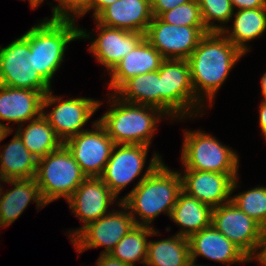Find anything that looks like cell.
I'll return each mask as SVG.
<instances>
[{
	"mask_svg": "<svg viewBox=\"0 0 266 266\" xmlns=\"http://www.w3.org/2000/svg\"><path fill=\"white\" fill-rule=\"evenodd\" d=\"M117 0H91V9H93L94 18L106 7L113 4Z\"/></svg>",
	"mask_w": 266,
	"mask_h": 266,
	"instance_id": "37",
	"label": "cell"
},
{
	"mask_svg": "<svg viewBox=\"0 0 266 266\" xmlns=\"http://www.w3.org/2000/svg\"><path fill=\"white\" fill-rule=\"evenodd\" d=\"M93 126L95 130L85 129L63 144L87 177H100L110 159L115 143L98 120L93 123Z\"/></svg>",
	"mask_w": 266,
	"mask_h": 266,
	"instance_id": "13",
	"label": "cell"
},
{
	"mask_svg": "<svg viewBox=\"0 0 266 266\" xmlns=\"http://www.w3.org/2000/svg\"><path fill=\"white\" fill-rule=\"evenodd\" d=\"M201 18L209 32H221L225 26L212 24V21L226 24L233 17L234 9L231 0H198Z\"/></svg>",
	"mask_w": 266,
	"mask_h": 266,
	"instance_id": "31",
	"label": "cell"
},
{
	"mask_svg": "<svg viewBox=\"0 0 266 266\" xmlns=\"http://www.w3.org/2000/svg\"><path fill=\"white\" fill-rule=\"evenodd\" d=\"M187 266H205V265H195V260L190 259V261H189Z\"/></svg>",
	"mask_w": 266,
	"mask_h": 266,
	"instance_id": "43",
	"label": "cell"
},
{
	"mask_svg": "<svg viewBox=\"0 0 266 266\" xmlns=\"http://www.w3.org/2000/svg\"><path fill=\"white\" fill-rule=\"evenodd\" d=\"M157 233L159 231H156L153 227L136 225L119 241L110 255L131 266H135L136 261H141V264L145 266L148 249L146 238Z\"/></svg>",
	"mask_w": 266,
	"mask_h": 266,
	"instance_id": "29",
	"label": "cell"
},
{
	"mask_svg": "<svg viewBox=\"0 0 266 266\" xmlns=\"http://www.w3.org/2000/svg\"><path fill=\"white\" fill-rule=\"evenodd\" d=\"M182 191L180 173L171 171L154 154L151 162L136 186L120 201L130 211L138 226L151 227V222L161 213L171 215L179 193ZM142 221H138L135 215Z\"/></svg>",
	"mask_w": 266,
	"mask_h": 266,
	"instance_id": "1",
	"label": "cell"
},
{
	"mask_svg": "<svg viewBox=\"0 0 266 266\" xmlns=\"http://www.w3.org/2000/svg\"><path fill=\"white\" fill-rule=\"evenodd\" d=\"M62 97H55L51 90L43 97L42 115L54 129L57 137L64 143L68 139L85 131L81 129L99 108L100 101L91 98H73L62 101ZM56 106L50 113L44 109L51 104Z\"/></svg>",
	"mask_w": 266,
	"mask_h": 266,
	"instance_id": "11",
	"label": "cell"
},
{
	"mask_svg": "<svg viewBox=\"0 0 266 266\" xmlns=\"http://www.w3.org/2000/svg\"><path fill=\"white\" fill-rule=\"evenodd\" d=\"M148 149L143 144L114 145L100 178L116 197L142 173Z\"/></svg>",
	"mask_w": 266,
	"mask_h": 266,
	"instance_id": "14",
	"label": "cell"
},
{
	"mask_svg": "<svg viewBox=\"0 0 266 266\" xmlns=\"http://www.w3.org/2000/svg\"><path fill=\"white\" fill-rule=\"evenodd\" d=\"M101 25L145 34L153 19L150 0H117L95 18Z\"/></svg>",
	"mask_w": 266,
	"mask_h": 266,
	"instance_id": "18",
	"label": "cell"
},
{
	"mask_svg": "<svg viewBox=\"0 0 266 266\" xmlns=\"http://www.w3.org/2000/svg\"><path fill=\"white\" fill-rule=\"evenodd\" d=\"M114 93L123 101L160 109L159 72L151 71L146 74L131 77Z\"/></svg>",
	"mask_w": 266,
	"mask_h": 266,
	"instance_id": "26",
	"label": "cell"
},
{
	"mask_svg": "<svg viewBox=\"0 0 266 266\" xmlns=\"http://www.w3.org/2000/svg\"><path fill=\"white\" fill-rule=\"evenodd\" d=\"M115 200L116 196L100 177H87L67 200L72 212L84 223L76 231L69 233L73 236L71 239L89 223L106 215L108 206Z\"/></svg>",
	"mask_w": 266,
	"mask_h": 266,
	"instance_id": "16",
	"label": "cell"
},
{
	"mask_svg": "<svg viewBox=\"0 0 266 266\" xmlns=\"http://www.w3.org/2000/svg\"><path fill=\"white\" fill-rule=\"evenodd\" d=\"M184 136L181 160L185 169L238 174L239 158L231 148L198 130H186Z\"/></svg>",
	"mask_w": 266,
	"mask_h": 266,
	"instance_id": "7",
	"label": "cell"
},
{
	"mask_svg": "<svg viewBox=\"0 0 266 266\" xmlns=\"http://www.w3.org/2000/svg\"><path fill=\"white\" fill-rule=\"evenodd\" d=\"M16 133L22 139L27 150L38 160L63 144L42 114L38 118L30 120L24 130L22 125H19Z\"/></svg>",
	"mask_w": 266,
	"mask_h": 266,
	"instance_id": "28",
	"label": "cell"
},
{
	"mask_svg": "<svg viewBox=\"0 0 266 266\" xmlns=\"http://www.w3.org/2000/svg\"><path fill=\"white\" fill-rule=\"evenodd\" d=\"M207 33L205 26L171 25L153 16L144 35L164 59L187 60Z\"/></svg>",
	"mask_w": 266,
	"mask_h": 266,
	"instance_id": "10",
	"label": "cell"
},
{
	"mask_svg": "<svg viewBox=\"0 0 266 266\" xmlns=\"http://www.w3.org/2000/svg\"><path fill=\"white\" fill-rule=\"evenodd\" d=\"M96 28L100 32L91 43L89 51L109 73L145 38L142 33L108 27L98 22Z\"/></svg>",
	"mask_w": 266,
	"mask_h": 266,
	"instance_id": "17",
	"label": "cell"
},
{
	"mask_svg": "<svg viewBox=\"0 0 266 266\" xmlns=\"http://www.w3.org/2000/svg\"><path fill=\"white\" fill-rule=\"evenodd\" d=\"M97 266H131L113 258L110 254H100L97 259Z\"/></svg>",
	"mask_w": 266,
	"mask_h": 266,
	"instance_id": "36",
	"label": "cell"
},
{
	"mask_svg": "<svg viewBox=\"0 0 266 266\" xmlns=\"http://www.w3.org/2000/svg\"><path fill=\"white\" fill-rule=\"evenodd\" d=\"M158 72L160 77V110L165 115L180 117L179 119H181L185 115L193 116V113L200 112L198 110L201 108L198 109L197 107L201 105V101L195 95L190 65L187 60L164 59Z\"/></svg>",
	"mask_w": 266,
	"mask_h": 266,
	"instance_id": "6",
	"label": "cell"
},
{
	"mask_svg": "<svg viewBox=\"0 0 266 266\" xmlns=\"http://www.w3.org/2000/svg\"><path fill=\"white\" fill-rule=\"evenodd\" d=\"M86 178L64 144L38 160L35 180L47 204L61 197L67 201Z\"/></svg>",
	"mask_w": 266,
	"mask_h": 266,
	"instance_id": "5",
	"label": "cell"
},
{
	"mask_svg": "<svg viewBox=\"0 0 266 266\" xmlns=\"http://www.w3.org/2000/svg\"><path fill=\"white\" fill-rule=\"evenodd\" d=\"M211 225L254 259L265 229L232 200L213 208Z\"/></svg>",
	"mask_w": 266,
	"mask_h": 266,
	"instance_id": "9",
	"label": "cell"
},
{
	"mask_svg": "<svg viewBox=\"0 0 266 266\" xmlns=\"http://www.w3.org/2000/svg\"><path fill=\"white\" fill-rule=\"evenodd\" d=\"M188 238L176 234L148 242L146 266H187L190 261Z\"/></svg>",
	"mask_w": 266,
	"mask_h": 266,
	"instance_id": "27",
	"label": "cell"
},
{
	"mask_svg": "<svg viewBox=\"0 0 266 266\" xmlns=\"http://www.w3.org/2000/svg\"><path fill=\"white\" fill-rule=\"evenodd\" d=\"M38 159L24 146L16 133L0 153V178L33 179L37 173Z\"/></svg>",
	"mask_w": 266,
	"mask_h": 266,
	"instance_id": "24",
	"label": "cell"
},
{
	"mask_svg": "<svg viewBox=\"0 0 266 266\" xmlns=\"http://www.w3.org/2000/svg\"><path fill=\"white\" fill-rule=\"evenodd\" d=\"M192 1L198 0H150L152 14L155 17H159L163 12Z\"/></svg>",
	"mask_w": 266,
	"mask_h": 266,
	"instance_id": "34",
	"label": "cell"
},
{
	"mask_svg": "<svg viewBox=\"0 0 266 266\" xmlns=\"http://www.w3.org/2000/svg\"><path fill=\"white\" fill-rule=\"evenodd\" d=\"M118 205L125 209L124 212H108L89 223L71 240L78 253L103 246L105 250L101 254H110L119 241L136 226L130 211H126L127 207L122 202Z\"/></svg>",
	"mask_w": 266,
	"mask_h": 266,
	"instance_id": "12",
	"label": "cell"
},
{
	"mask_svg": "<svg viewBox=\"0 0 266 266\" xmlns=\"http://www.w3.org/2000/svg\"><path fill=\"white\" fill-rule=\"evenodd\" d=\"M231 200L266 230V187H255L236 194Z\"/></svg>",
	"mask_w": 266,
	"mask_h": 266,
	"instance_id": "30",
	"label": "cell"
},
{
	"mask_svg": "<svg viewBox=\"0 0 266 266\" xmlns=\"http://www.w3.org/2000/svg\"><path fill=\"white\" fill-rule=\"evenodd\" d=\"M163 56L145 38L129 52L110 72L111 80L108 87L115 92L131 77L158 71Z\"/></svg>",
	"mask_w": 266,
	"mask_h": 266,
	"instance_id": "22",
	"label": "cell"
},
{
	"mask_svg": "<svg viewBox=\"0 0 266 266\" xmlns=\"http://www.w3.org/2000/svg\"><path fill=\"white\" fill-rule=\"evenodd\" d=\"M261 93L263 95V99H266V72L261 78Z\"/></svg>",
	"mask_w": 266,
	"mask_h": 266,
	"instance_id": "41",
	"label": "cell"
},
{
	"mask_svg": "<svg viewBox=\"0 0 266 266\" xmlns=\"http://www.w3.org/2000/svg\"><path fill=\"white\" fill-rule=\"evenodd\" d=\"M3 182L10 183L14 187L2 194L0 185V227L6 228L11 225L33 200L38 206L37 209L48 205L42 198L35 178L8 179Z\"/></svg>",
	"mask_w": 266,
	"mask_h": 266,
	"instance_id": "21",
	"label": "cell"
},
{
	"mask_svg": "<svg viewBox=\"0 0 266 266\" xmlns=\"http://www.w3.org/2000/svg\"><path fill=\"white\" fill-rule=\"evenodd\" d=\"M0 85L35 90L44 96L51 90L35 69L34 53L23 35L0 48Z\"/></svg>",
	"mask_w": 266,
	"mask_h": 266,
	"instance_id": "8",
	"label": "cell"
},
{
	"mask_svg": "<svg viewBox=\"0 0 266 266\" xmlns=\"http://www.w3.org/2000/svg\"><path fill=\"white\" fill-rule=\"evenodd\" d=\"M159 18L171 25L177 26H204L198 1L178 5L163 12Z\"/></svg>",
	"mask_w": 266,
	"mask_h": 266,
	"instance_id": "32",
	"label": "cell"
},
{
	"mask_svg": "<svg viewBox=\"0 0 266 266\" xmlns=\"http://www.w3.org/2000/svg\"><path fill=\"white\" fill-rule=\"evenodd\" d=\"M181 176L182 191L212 208L231 201L229 197L237 186L238 174L185 169ZM237 181V182H236Z\"/></svg>",
	"mask_w": 266,
	"mask_h": 266,
	"instance_id": "15",
	"label": "cell"
},
{
	"mask_svg": "<svg viewBox=\"0 0 266 266\" xmlns=\"http://www.w3.org/2000/svg\"><path fill=\"white\" fill-rule=\"evenodd\" d=\"M30 2V6L33 9L38 8V6L44 1V0H28Z\"/></svg>",
	"mask_w": 266,
	"mask_h": 266,
	"instance_id": "42",
	"label": "cell"
},
{
	"mask_svg": "<svg viewBox=\"0 0 266 266\" xmlns=\"http://www.w3.org/2000/svg\"><path fill=\"white\" fill-rule=\"evenodd\" d=\"M59 5L52 10L53 20L75 21V16L80 17L91 10V0H56ZM72 13V14H71ZM74 17H73V16Z\"/></svg>",
	"mask_w": 266,
	"mask_h": 266,
	"instance_id": "33",
	"label": "cell"
},
{
	"mask_svg": "<svg viewBox=\"0 0 266 266\" xmlns=\"http://www.w3.org/2000/svg\"><path fill=\"white\" fill-rule=\"evenodd\" d=\"M44 95L35 90L0 85V120L20 123L42 114Z\"/></svg>",
	"mask_w": 266,
	"mask_h": 266,
	"instance_id": "20",
	"label": "cell"
},
{
	"mask_svg": "<svg viewBox=\"0 0 266 266\" xmlns=\"http://www.w3.org/2000/svg\"><path fill=\"white\" fill-rule=\"evenodd\" d=\"M212 211L211 206L181 191L170 218L182 228L177 234L189 238L211 226Z\"/></svg>",
	"mask_w": 266,
	"mask_h": 266,
	"instance_id": "23",
	"label": "cell"
},
{
	"mask_svg": "<svg viewBox=\"0 0 266 266\" xmlns=\"http://www.w3.org/2000/svg\"><path fill=\"white\" fill-rule=\"evenodd\" d=\"M243 55L222 32L205 34L187 59L196 97L202 102V95H205L210 103L213 102L229 71Z\"/></svg>",
	"mask_w": 266,
	"mask_h": 266,
	"instance_id": "2",
	"label": "cell"
},
{
	"mask_svg": "<svg viewBox=\"0 0 266 266\" xmlns=\"http://www.w3.org/2000/svg\"><path fill=\"white\" fill-rule=\"evenodd\" d=\"M263 136L265 137V139H266V131L263 133Z\"/></svg>",
	"mask_w": 266,
	"mask_h": 266,
	"instance_id": "44",
	"label": "cell"
},
{
	"mask_svg": "<svg viewBox=\"0 0 266 266\" xmlns=\"http://www.w3.org/2000/svg\"><path fill=\"white\" fill-rule=\"evenodd\" d=\"M86 33L76 27L75 21L45 18L23 35L34 53L35 69L50 86L53 75L63 62L66 45L75 39L89 38Z\"/></svg>",
	"mask_w": 266,
	"mask_h": 266,
	"instance_id": "3",
	"label": "cell"
},
{
	"mask_svg": "<svg viewBox=\"0 0 266 266\" xmlns=\"http://www.w3.org/2000/svg\"><path fill=\"white\" fill-rule=\"evenodd\" d=\"M259 124L262 133L266 131V99H263L259 106Z\"/></svg>",
	"mask_w": 266,
	"mask_h": 266,
	"instance_id": "39",
	"label": "cell"
},
{
	"mask_svg": "<svg viewBox=\"0 0 266 266\" xmlns=\"http://www.w3.org/2000/svg\"><path fill=\"white\" fill-rule=\"evenodd\" d=\"M190 246V258L195 260L197 256H203L213 261L224 264L237 262H249L251 259L233 242L212 225L194 233L188 238Z\"/></svg>",
	"mask_w": 266,
	"mask_h": 266,
	"instance_id": "19",
	"label": "cell"
},
{
	"mask_svg": "<svg viewBox=\"0 0 266 266\" xmlns=\"http://www.w3.org/2000/svg\"><path fill=\"white\" fill-rule=\"evenodd\" d=\"M259 249H260V251L257 252L254 257L261 265L266 266V230H265L263 237H262V240L260 242L258 250Z\"/></svg>",
	"mask_w": 266,
	"mask_h": 266,
	"instance_id": "38",
	"label": "cell"
},
{
	"mask_svg": "<svg viewBox=\"0 0 266 266\" xmlns=\"http://www.w3.org/2000/svg\"><path fill=\"white\" fill-rule=\"evenodd\" d=\"M110 96L112 108L98 120L108 136L115 144L149 146L155 125L165 113L159 108L123 101L115 94Z\"/></svg>",
	"mask_w": 266,
	"mask_h": 266,
	"instance_id": "4",
	"label": "cell"
},
{
	"mask_svg": "<svg viewBox=\"0 0 266 266\" xmlns=\"http://www.w3.org/2000/svg\"><path fill=\"white\" fill-rule=\"evenodd\" d=\"M233 9H256L266 7V0H231Z\"/></svg>",
	"mask_w": 266,
	"mask_h": 266,
	"instance_id": "35",
	"label": "cell"
},
{
	"mask_svg": "<svg viewBox=\"0 0 266 266\" xmlns=\"http://www.w3.org/2000/svg\"><path fill=\"white\" fill-rule=\"evenodd\" d=\"M12 132L10 125L2 124L0 122V142Z\"/></svg>",
	"mask_w": 266,
	"mask_h": 266,
	"instance_id": "40",
	"label": "cell"
},
{
	"mask_svg": "<svg viewBox=\"0 0 266 266\" xmlns=\"http://www.w3.org/2000/svg\"><path fill=\"white\" fill-rule=\"evenodd\" d=\"M233 15H235V19L232 30L229 31L224 28L221 32L231 43L246 54L249 48L245 43L260 37L266 30V7L241 9Z\"/></svg>",
	"mask_w": 266,
	"mask_h": 266,
	"instance_id": "25",
	"label": "cell"
}]
</instances>
